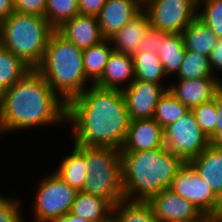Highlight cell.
<instances>
[{
    "label": "cell",
    "instance_id": "6da1fadb",
    "mask_svg": "<svg viewBox=\"0 0 222 222\" xmlns=\"http://www.w3.org/2000/svg\"><path fill=\"white\" fill-rule=\"evenodd\" d=\"M130 121L121 90L90 84L66 104V125L76 144L121 150Z\"/></svg>",
    "mask_w": 222,
    "mask_h": 222
},
{
    "label": "cell",
    "instance_id": "7a4b0ae2",
    "mask_svg": "<svg viewBox=\"0 0 222 222\" xmlns=\"http://www.w3.org/2000/svg\"><path fill=\"white\" fill-rule=\"evenodd\" d=\"M66 126V103L31 69L0 94V135L39 127ZM38 127V128H37ZM17 130V131H16Z\"/></svg>",
    "mask_w": 222,
    "mask_h": 222
},
{
    "label": "cell",
    "instance_id": "3957f363",
    "mask_svg": "<svg viewBox=\"0 0 222 222\" xmlns=\"http://www.w3.org/2000/svg\"><path fill=\"white\" fill-rule=\"evenodd\" d=\"M186 162L165 146L138 152H121L125 199L149 201L164 189Z\"/></svg>",
    "mask_w": 222,
    "mask_h": 222
},
{
    "label": "cell",
    "instance_id": "277c9868",
    "mask_svg": "<svg viewBox=\"0 0 222 222\" xmlns=\"http://www.w3.org/2000/svg\"><path fill=\"white\" fill-rule=\"evenodd\" d=\"M36 70L66 104L93 84L84 72L82 50L57 30L49 37L44 57Z\"/></svg>",
    "mask_w": 222,
    "mask_h": 222
},
{
    "label": "cell",
    "instance_id": "5b68a950",
    "mask_svg": "<svg viewBox=\"0 0 222 222\" xmlns=\"http://www.w3.org/2000/svg\"><path fill=\"white\" fill-rule=\"evenodd\" d=\"M54 30L44 17L13 12L1 21L0 44L36 69Z\"/></svg>",
    "mask_w": 222,
    "mask_h": 222
},
{
    "label": "cell",
    "instance_id": "8992f818",
    "mask_svg": "<svg viewBox=\"0 0 222 222\" xmlns=\"http://www.w3.org/2000/svg\"><path fill=\"white\" fill-rule=\"evenodd\" d=\"M85 163L88 174L82 192L107 199L113 206L125 198L120 150L85 145Z\"/></svg>",
    "mask_w": 222,
    "mask_h": 222
},
{
    "label": "cell",
    "instance_id": "52a82bcc",
    "mask_svg": "<svg viewBox=\"0 0 222 222\" xmlns=\"http://www.w3.org/2000/svg\"><path fill=\"white\" fill-rule=\"evenodd\" d=\"M32 200L33 222H50L70 212L77 191L54 171L40 178Z\"/></svg>",
    "mask_w": 222,
    "mask_h": 222
},
{
    "label": "cell",
    "instance_id": "ba28073f",
    "mask_svg": "<svg viewBox=\"0 0 222 222\" xmlns=\"http://www.w3.org/2000/svg\"><path fill=\"white\" fill-rule=\"evenodd\" d=\"M163 132L164 146L185 162L198 156L211 144L209 138L201 131L192 110L165 127Z\"/></svg>",
    "mask_w": 222,
    "mask_h": 222
},
{
    "label": "cell",
    "instance_id": "9c48e42d",
    "mask_svg": "<svg viewBox=\"0 0 222 222\" xmlns=\"http://www.w3.org/2000/svg\"><path fill=\"white\" fill-rule=\"evenodd\" d=\"M152 27L168 33L182 31L197 18V0H144Z\"/></svg>",
    "mask_w": 222,
    "mask_h": 222
},
{
    "label": "cell",
    "instance_id": "30bf717a",
    "mask_svg": "<svg viewBox=\"0 0 222 222\" xmlns=\"http://www.w3.org/2000/svg\"><path fill=\"white\" fill-rule=\"evenodd\" d=\"M169 189L190 201L201 214L213 215L217 209L219 197L189 162L175 175Z\"/></svg>",
    "mask_w": 222,
    "mask_h": 222
},
{
    "label": "cell",
    "instance_id": "8fae6325",
    "mask_svg": "<svg viewBox=\"0 0 222 222\" xmlns=\"http://www.w3.org/2000/svg\"><path fill=\"white\" fill-rule=\"evenodd\" d=\"M168 89L154 82L135 79L122 90L130 120L153 118L160 97Z\"/></svg>",
    "mask_w": 222,
    "mask_h": 222
},
{
    "label": "cell",
    "instance_id": "7c38bea8",
    "mask_svg": "<svg viewBox=\"0 0 222 222\" xmlns=\"http://www.w3.org/2000/svg\"><path fill=\"white\" fill-rule=\"evenodd\" d=\"M148 202L158 222H186L201 215L190 201L169 188L153 196Z\"/></svg>",
    "mask_w": 222,
    "mask_h": 222
},
{
    "label": "cell",
    "instance_id": "4fadbf2b",
    "mask_svg": "<svg viewBox=\"0 0 222 222\" xmlns=\"http://www.w3.org/2000/svg\"><path fill=\"white\" fill-rule=\"evenodd\" d=\"M142 9L143 0H106L96 16L104 39L119 32Z\"/></svg>",
    "mask_w": 222,
    "mask_h": 222
},
{
    "label": "cell",
    "instance_id": "5bb4252c",
    "mask_svg": "<svg viewBox=\"0 0 222 222\" xmlns=\"http://www.w3.org/2000/svg\"><path fill=\"white\" fill-rule=\"evenodd\" d=\"M169 90L189 110L203 102L214 98L216 92L222 87V81L218 77H206L201 79H177L172 80Z\"/></svg>",
    "mask_w": 222,
    "mask_h": 222
},
{
    "label": "cell",
    "instance_id": "9a60e30c",
    "mask_svg": "<svg viewBox=\"0 0 222 222\" xmlns=\"http://www.w3.org/2000/svg\"><path fill=\"white\" fill-rule=\"evenodd\" d=\"M164 146L163 128L153 119L131 120L121 152H138Z\"/></svg>",
    "mask_w": 222,
    "mask_h": 222
},
{
    "label": "cell",
    "instance_id": "2e32d148",
    "mask_svg": "<svg viewBox=\"0 0 222 222\" xmlns=\"http://www.w3.org/2000/svg\"><path fill=\"white\" fill-rule=\"evenodd\" d=\"M56 30L81 50L104 40L96 16L78 14L65 21Z\"/></svg>",
    "mask_w": 222,
    "mask_h": 222
},
{
    "label": "cell",
    "instance_id": "e0dca14e",
    "mask_svg": "<svg viewBox=\"0 0 222 222\" xmlns=\"http://www.w3.org/2000/svg\"><path fill=\"white\" fill-rule=\"evenodd\" d=\"M135 80L133 56L112 51L102 76L94 83L105 89H126Z\"/></svg>",
    "mask_w": 222,
    "mask_h": 222
},
{
    "label": "cell",
    "instance_id": "ac0fdd59",
    "mask_svg": "<svg viewBox=\"0 0 222 222\" xmlns=\"http://www.w3.org/2000/svg\"><path fill=\"white\" fill-rule=\"evenodd\" d=\"M189 163L202 180L220 197L222 195V144L211 143Z\"/></svg>",
    "mask_w": 222,
    "mask_h": 222
},
{
    "label": "cell",
    "instance_id": "d6986e66",
    "mask_svg": "<svg viewBox=\"0 0 222 222\" xmlns=\"http://www.w3.org/2000/svg\"><path fill=\"white\" fill-rule=\"evenodd\" d=\"M151 26L148 13L142 9L119 32L109 38L114 51L133 55Z\"/></svg>",
    "mask_w": 222,
    "mask_h": 222
},
{
    "label": "cell",
    "instance_id": "ffe728a7",
    "mask_svg": "<svg viewBox=\"0 0 222 222\" xmlns=\"http://www.w3.org/2000/svg\"><path fill=\"white\" fill-rule=\"evenodd\" d=\"M72 151L67 153L59 162L58 168L53 171L77 192L83 188L87 178V165L85 163V145L72 143Z\"/></svg>",
    "mask_w": 222,
    "mask_h": 222
},
{
    "label": "cell",
    "instance_id": "44dd1931",
    "mask_svg": "<svg viewBox=\"0 0 222 222\" xmlns=\"http://www.w3.org/2000/svg\"><path fill=\"white\" fill-rule=\"evenodd\" d=\"M113 210V205L100 196L78 191L71 206L70 213L90 222H102Z\"/></svg>",
    "mask_w": 222,
    "mask_h": 222
},
{
    "label": "cell",
    "instance_id": "7402d4cb",
    "mask_svg": "<svg viewBox=\"0 0 222 222\" xmlns=\"http://www.w3.org/2000/svg\"><path fill=\"white\" fill-rule=\"evenodd\" d=\"M185 45L182 33L162 31V41L157 54L167 76L172 78L180 70L185 57Z\"/></svg>",
    "mask_w": 222,
    "mask_h": 222
},
{
    "label": "cell",
    "instance_id": "603a6c76",
    "mask_svg": "<svg viewBox=\"0 0 222 222\" xmlns=\"http://www.w3.org/2000/svg\"><path fill=\"white\" fill-rule=\"evenodd\" d=\"M182 36L186 50L210 56L218 37L198 18L194 19L183 31Z\"/></svg>",
    "mask_w": 222,
    "mask_h": 222
},
{
    "label": "cell",
    "instance_id": "cb8c5ba5",
    "mask_svg": "<svg viewBox=\"0 0 222 222\" xmlns=\"http://www.w3.org/2000/svg\"><path fill=\"white\" fill-rule=\"evenodd\" d=\"M132 56L135 79L154 82L160 84L162 87H169L168 84L170 83H167V86H165L166 78L169 77H167L156 52L150 53L146 51L144 53H134Z\"/></svg>",
    "mask_w": 222,
    "mask_h": 222
},
{
    "label": "cell",
    "instance_id": "d4e9b609",
    "mask_svg": "<svg viewBox=\"0 0 222 222\" xmlns=\"http://www.w3.org/2000/svg\"><path fill=\"white\" fill-rule=\"evenodd\" d=\"M113 48L109 39L82 50L83 68L86 77L94 84L101 76Z\"/></svg>",
    "mask_w": 222,
    "mask_h": 222
},
{
    "label": "cell",
    "instance_id": "484cf974",
    "mask_svg": "<svg viewBox=\"0 0 222 222\" xmlns=\"http://www.w3.org/2000/svg\"><path fill=\"white\" fill-rule=\"evenodd\" d=\"M31 70L18 56L0 44V94Z\"/></svg>",
    "mask_w": 222,
    "mask_h": 222
},
{
    "label": "cell",
    "instance_id": "4316f807",
    "mask_svg": "<svg viewBox=\"0 0 222 222\" xmlns=\"http://www.w3.org/2000/svg\"><path fill=\"white\" fill-rule=\"evenodd\" d=\"M112 214L119 222H158L148 201L120 200Z\"/></svg>",
    "mask_w": 222,
    "mask_h": 222
},
{
    "label": "cell",
    "instance_id": "83f0119b",
    "mask_svg": "<svg viewBox=\"0 0 222 222\" xmlns=\"http://www.w3.org/2000/svg\"><path fill=\"white\" fill-rule=\"evenodd\" d=\"M189 111L168 89L160 97L154 110L153 119L164 129L181 119Z\"/></svg>",
    "mask_w": 222,
    "mask_h": 222
},
{
    "label": "cell",
    "instance_id": "f1b7e54d",
    "mask_svg": "<svg viewBox=\"0 0 222 222\" xmlns=\"http://www.w3.org/2000/svg\"><path fill=\"white\" fill-rule=\"evenodd\" d=\"M175 77L176 79L190 80L216 76L211 70L209 57L198 52L186 50L180 70Z\"/></svg>",
    "mask_w": 222,
    "mask_h": 222
},
{
    "label": "cell",
    "instance_id": "f546056e",
    "mask_svg": "<svg viewBox=\"0 0 222 222\" xmlns=\"http://www.w3.org/2000/svg\"><path fill=\"white\" fill-rule=\"evenodd\" d=\"M78 14L77 0H47L44 18L56 30Z\"/></svg>",
    "mask_w": 222,
    "mask_h": 222
},
{
    "label": "cell",
    "instance_id": "4dcf8cb0",
    "mask_svg": "<svg viewBox=\"0 0 222 222\" xmlns=\"http://www.w3.org/2000/svg\"><path fill=\"white\" fill-rule=\"evenodd\" d=\"M197 18L222 38V0H199Z\"/></svg>",
    "mask_w": 222,
    "mask_h": 222
},
{
    "label": "cell",
    "instance_id": "1f68e13d",
    "mask_svg": "<svg viewBox=\"0 0 222 222\" xmlns=\"http://www.w3.org/2000/svg\"><path fill=\"white\" fill-rule=\"evenodd\" d=\"M196 121L201 131L209 138L211 143H215V125L218 115L215 108V96L213 99L203 102L192 109Z\"/></svg>",
    "mask_w": 222,
    "mask_h": 222
},
{
    "label": "cell",
    "instance_id": "d6a6232c",
    "mask_svg": "<svg viewBox=\"0 0 222 222\" xmlns=\"http://www.w3.org/2000/svg\"><path fill=\"white\" fill-rule=\"evenodd\" d=\"M1 193L2 192H0V222H24L26 219V216H23L22 207L25 203L24 200H21L20 196L11 195L10 197L9 195L7 196L6 193Z\"/></svg>",
    "mask_w": 222,
    "mask_h": 222
},
{
    "label": "cell",
    "instance_id": "836d02e7",
    "mask_svg": "<svg viewBox=\"0 0 222 222\" xmlns=\"http://www.w3.org/2000/svg\"><path fill=\"white\" fill-rule=\"evenodd\" d=\"M47 0H14L15 12L44 17Z\"/></svg>",
    "mask_w": 222,
    "mask_h": 222
},
{
    "label": "cell",
    "instance_id": "e575fe53",
    "mask_svg": "<svg viewBox=\"0 0 222 222\" xmlns=\"http://www.w3.org/2000/svg\"><path fill=\"white\" fill-rule=\"evenodd\" d=\"M161 41L162 31L150 26L140 43V49L135 53H144L146 51L157 53L158 49H160Z\"/></svg>",
    "mask_w": 222,
    "mask_h": 222
},
{
    "label": "cell",
    "instance_id": "d590c367",
    "mask_svg": "<svg viewBox=\"0 0 222 222\" xmlns=\"http://www.w3.org/2000/svg\"><path fill=\"white\" fill-rule=\"evenodd\" d=\"M209 63L214 76L220 78L222 75L216 72H222V38L217 39V43L212 49L209 56ZM220 74V76H218Z\"/></svg>",
    "mask_w": 222,
    "mask_h": 222
},
{
    "label": "cell",
    "instance_id": "8d00e7d4",
    "mask_svg": "<svg viewBox=\"0 0 222 222\" xmlns=\"http://www.w3.org/2000/svg\"><path fill=\"white\" fill-rule=\"evenodd\" d=\"M79 13L81 15L97 16L103 6L106 3V0H77Z\"/></svg>",
    "mask_w": 222,
    "mask_h": 222
},
{
    "label": "cell",
    "instance_id": "74e56055",
    "mask_svg": "<svg viewBox=\"0 0 222 222\" xmlns=\"http://www.w3.org/2000/svg\"><path fill=\"white\" fill-rule=\"evenodd\" d=\"M215 108L218 115L215 125V144H222V87L215 94Z\"/></svg>",
    "mask_w": 222,
    "mask_h": 222
},
{
    "label": "cell",
    "instance_id": "f35d334b",
    "mask_svg": "<svg viewBox=\"0 0 222 222\" xmlns=\"http://www.w3.org/2000/svg\"><path fill=\"white\" fill-rule=\"evenodd\" d=\"M13 12L14 0H0V20L3 21L8 18Z\"/></svg>",
    "mask_w": 222,
    "mask_h": 222
},
{
    "label": "cell",
    "instance_id": "ab89813d",
    "mask_svg": "<svg viewBox=\"0 0 222 222\" xmlns=\"http://www.w3.org/2000/svg\"><path fill=\"white\" fill-rule=\"evenodd\" d=\"M50 222H90V221L85 220L69 212L68 214L59 216L58 218H55Z\"/></svg>",
    "mask_w": 222,
    "mask_h": 222
},
{
    "label": "cell",
    "instance_id": "60d3db41",
    "mask_svg": "<svg viewBox=\"0 0 222 222\" xmlns=\"http://www.w3.org/2000/svg\"><path fill=\"white\" fill-rule=\"evenodd\" d=\"M186 222H215V219H214V215L201 214L197 218H195L191 221H186Z\"/></svg>",
    "mask_w": 222,
    "mask_h": 222
},
{
    "label": "cell",
    "instance_id": "b9f144b4",
    "mask_svg": "<svg viewBox=\"0 0 222 222\" xmlns=\"http://www.w3.org/2000/svg\"><path fill=\"white\" fill-rule=\"evenodd\" d=\"M213 215L215 222H222V195L219 197L218 206Z\"/></svg>",
    "mask_w": 222,
    "mask_h": 222
},
{
    "label": "cell",
    "instance_id": "7bdbcfd3",
    "mask_svg": "<svg viewBox=\"0 0 222 222\" xmlns=\"http://www.w3.org/2000/svg\"><path fill=\"white\" fill-rule=\"evenodd\" d=\"M102 222H119V221L117 220V218L113 214H111L107 219H105Z\"/></svg>",
    "mask_w": 222,
    "mask_h": 222
},
{
    "label": "cell",
    "instance_id": "ee69618b",
    "mask_svg": "<svg viewBox=\"0 0 222 222\" xmlns=\"http://www.w3.org/2000/svg\"><path fill=\"white\" fill-rule=\"evenodd\" d=\"M0 36H1V20H0Z\"/></svg>",
    "mask_w": 222,
    "mask_h": 222
}]
</instances>
